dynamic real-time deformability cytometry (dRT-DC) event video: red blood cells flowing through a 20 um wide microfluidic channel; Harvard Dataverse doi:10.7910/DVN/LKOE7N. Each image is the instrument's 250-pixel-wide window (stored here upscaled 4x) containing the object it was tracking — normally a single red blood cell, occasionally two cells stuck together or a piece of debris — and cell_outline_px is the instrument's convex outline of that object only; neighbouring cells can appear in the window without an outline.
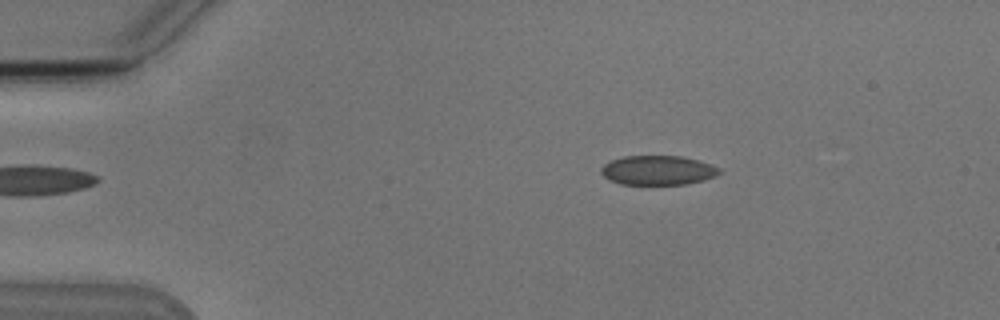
{"species": "Egyptian fruit bat (a non-hibernating species)", "species_latin": "Rousettus aegyptiacus", "temperature_condition": "cold", "stored_images_in_passage": 8, "camera_frame_rate_fps": 3000, "um_per_image_px": 0.085, "animal": {"sex": "male"}, "frame": {"image": 1, "passage_image": 1, "time_ms": 0.0, "image_size_px": [1000, 320], "cell_outline_px": [[720, 172], [716, 176], [704, 180], [688, 184], [620, 184], [604, 176], [600, 172], [600, 168], [604, 164], [612, 160], [624, 156], [680, 156], [700, 160], [712, 164], [720, 168]], "centroid_in_image_um": [55.95, 14.47], "position_along_channel_um": 29.0, "area_um2": 20.29}}
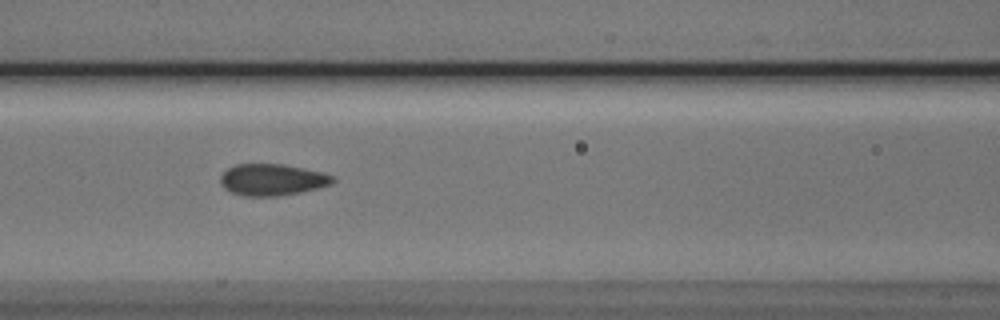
{"frame": {"image": 2, "passage_image": 5, "time_ms": 4.667, "image_size_px": [1000, 320], "cell_outline_px": [[336, 180], [332, 184], [300, 192], [276, 196], [244, 196], [232, 192], [224, 188], [220, 184], [220, 176], [228, 168], [236, 164], [284, 164], [324, 172], [336, 176]], "centroid_in_image_um": [23.16, 15.27], "position_along_channel_um": 143.4, "area_um2": 20.81}}
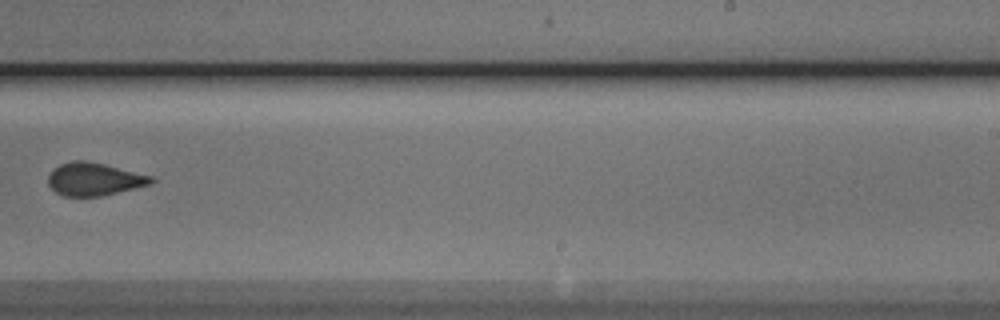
{"frame": {"image": 3, "passage_image": 8, "time_ms": 8.333, "image_size_px": [1000, 320], "cell_outline_px": [[156, 180], [152, 184], [100, 196], [64, 196], [56, 192], [48, 184], [48, 176], [52, 168], [60, 164], [72, 160], [88, 160], [152, 176]], "centroid_in_image_um": [7.99, 15.21], "position_along_channel_um": 281.0, "area_um2": 19.77}}